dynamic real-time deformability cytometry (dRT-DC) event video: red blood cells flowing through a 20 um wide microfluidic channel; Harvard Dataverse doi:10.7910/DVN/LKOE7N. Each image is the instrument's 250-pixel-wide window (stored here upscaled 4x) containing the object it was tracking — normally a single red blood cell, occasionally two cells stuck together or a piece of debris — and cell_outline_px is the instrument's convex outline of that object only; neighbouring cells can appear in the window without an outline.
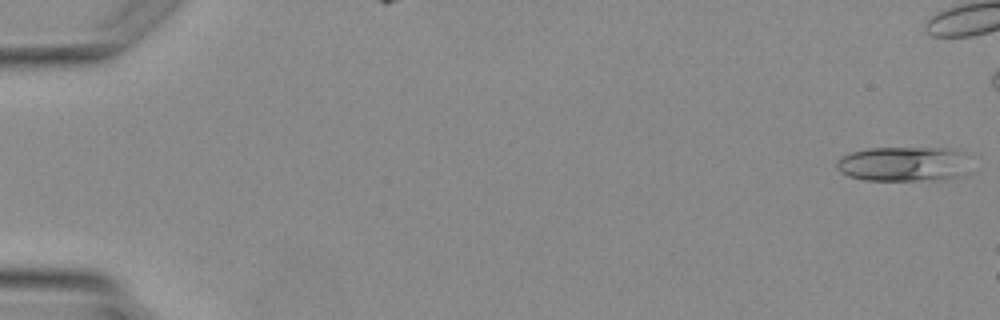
{"species": "Egyptian fruit bat (a non-hibernating species)", "species_latin": "Rousettus aegyptiacus", "temperature_condition": "warm", "stored_images_in_passage": 3, "camera_frame_rate_fps": 3000, "um_per_image_px": 0.085, "animal": {"sex": "female"}, "frame": {"image": 1, "passage_image": 1, "time_ms": 0.0, "image_size_px": [1000, 320], "cell_outline_px": [[964, 152], [960, 176], [944, 180], [864, 180], [848, 176], [840, 172], [836, 168], [836, 160], [840, 156], [852, 152], [868, 148], [948, 148]], "centroid_in_image_um": [76.66, 13.94], "position_along_channel_um": 8.3, "area_um2": 26.76}}